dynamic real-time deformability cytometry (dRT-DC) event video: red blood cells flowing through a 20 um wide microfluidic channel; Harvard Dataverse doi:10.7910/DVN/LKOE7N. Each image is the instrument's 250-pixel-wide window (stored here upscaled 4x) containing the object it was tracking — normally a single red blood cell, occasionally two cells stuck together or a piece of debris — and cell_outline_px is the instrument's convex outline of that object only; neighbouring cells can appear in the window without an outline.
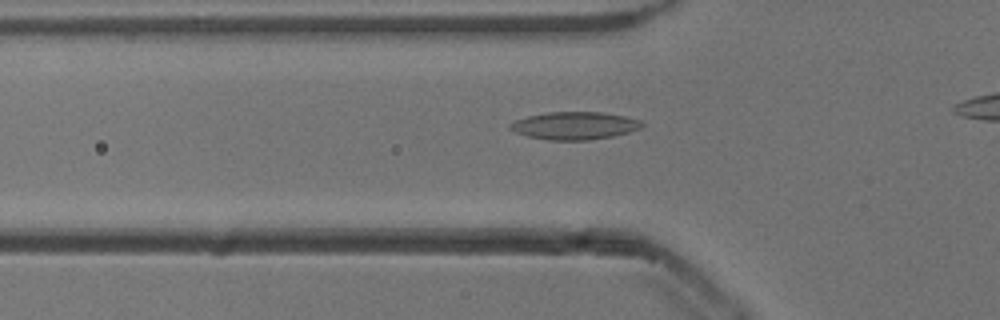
{"species": "common noctule bat (a hibernating species)", "species_latin": "Nyctalus noctula", "temperature_condition": "cold", "stored_images_in_passage": 28, "camera_frame_rate_fps": 3000, "um_per_image_px": 0.085, "animal": {"sex": "male", "body_mass_g": 13.3}, "frame": {"image": 1, "passage_image": 2, "time_ms": 0.333, "image_size_px": [1000, 320], "cell_outline_px": [[644, 124], [640, 128], [628, 132], [612, 136], [588, 140], [548, 140], [528, 136], [516, 132], [508, 128], [508, 124], [516, 120], [528, 116], [548, 112], [600, 112], [624, 116], [640, 120]], "centroid_in_image_um": [48.82, 10.68], "position_along_channel_um": 77.0, "area_um2": 21.1}}
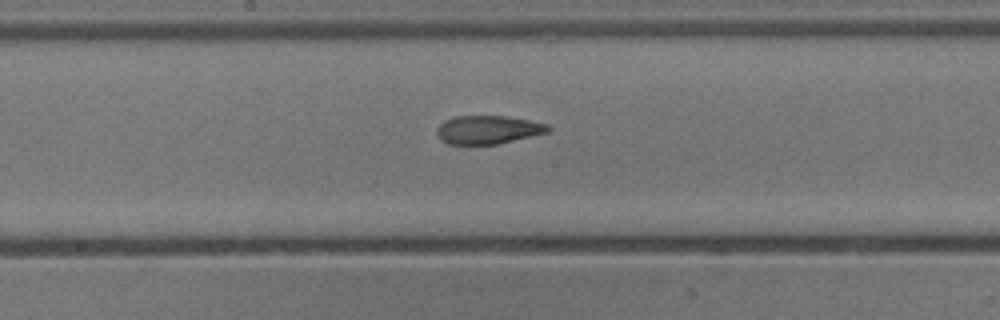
{"frame": {"image": 2, "passage_image": 12, "time_ms": 3.667, "image_size_px": [1000, 320], "cell_outline_px": [[552, 128], [548, 132], [532, 136], [496, 144], [448, 144], [440, 140], [436, 132], [436, 128], [444, 120], [456, 116], [504, 116], [528, 120], [548, 124]], "centroid_in_image_um": [41.46, 11.02], "position_along_channel_um": 206.7, "area_um2": 18.38}}
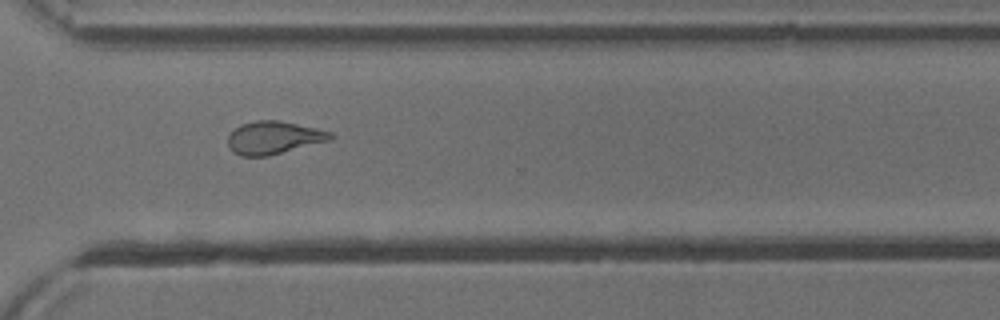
{"frame": {"image": 3, "passage_image": 23, "time_ms": 7.333, "image_size_px": [1000, 320], "cell_outline_px": [[336, 136], [332, 140], [268, 156], [244, 156], [232, 152], [228, 144], [228, 136], [240, 124], [256, 120], [276, 120], [316, 128], [332, 132]], "centroid_in_image_um": [23.3, 11.7], "position_along_channel_um": 347.3, "area_um2": 19.65}}